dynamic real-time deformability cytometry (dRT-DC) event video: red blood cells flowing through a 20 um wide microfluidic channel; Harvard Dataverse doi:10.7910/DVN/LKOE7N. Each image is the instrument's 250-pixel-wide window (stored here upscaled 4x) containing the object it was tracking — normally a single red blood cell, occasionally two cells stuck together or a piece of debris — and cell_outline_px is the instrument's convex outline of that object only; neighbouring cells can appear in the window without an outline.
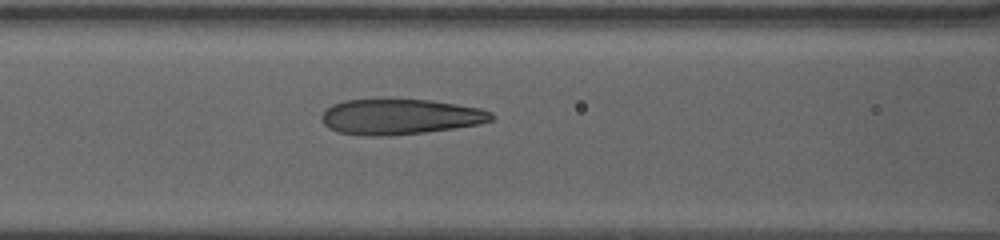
{"species": "human", "species_latin": "Homo sapiens", "temperature_condition": "warm", "stored_images_in_passage": 21, "camera_frame_rate_fps": 3000, "um_per_image_px": 0.085, "donor": {"sex": "female"}, "frame": {"image": 1, "passage_image": 18, "time_ms": 9.667, "image_size_px": [1000, 240], "cell_outline_px": [[496, 116], [492, 120], [480, 124], [424, 132], [384, 136], [368, 136], [336, 132], [328, 128], [320, 120], [320, 116], [332, 104], [344, 100], [432, 100], [480, 108], [492, 112]], "centroid_in_image_um": [34.0, 9.93], "position_along_channel_um": 132.6, "area_um2": 35.03}}
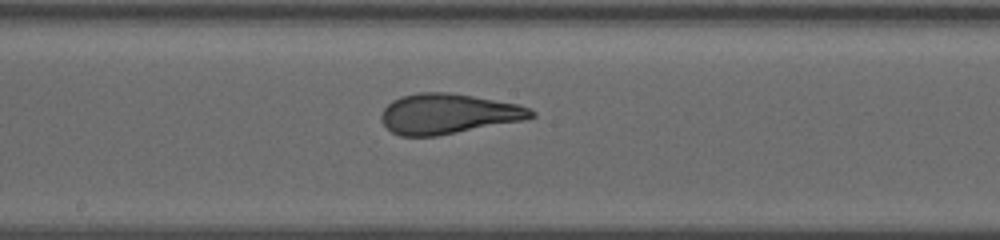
{"frame": {"image": 2, "passage_image": 21, "time_ms": 12.0, "image_size_px": [1000, 240], "cell_outline_px": [[536, 116], [524, 120], [436, 136], [400, 136], [392, 132], [380, 120], [380, 112], [392, 100], [400, 96], [416, 92], [448, 92], [472, 96], [516, 104], [528, 108], [536, 112]], "centroid_in_image_um": [38.05, 9.67], "position_along_channel_um": 210.2, "area_um2": 35.03}}